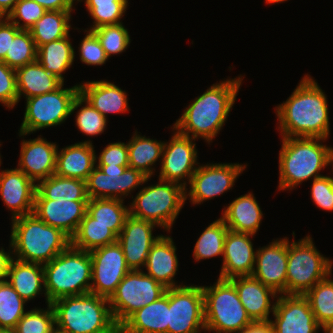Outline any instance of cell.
Instances as JSON below:
<instances>
[{
  "instance_id": "obj_1",
  "label": "cell",
  "mask_w": 333,
  "mask_h": 333,
  "mask_svg": "<svg viewBox=\"0 0 333 333\" xmlns=\"http://www.w3.org/2000/svg\"><path fill=\"white\" fill-rule=\"evenodd\" d=\"M327 99L313 77L304 75L288 99L274 108L280 135L328 139L331 130Z\"/></svg>"
},
{
  "instance_id": "obj_2",
  "label": "cell",
  "mask_w": 333,
  "mask_h": 333,
  "mask_svg": "<svg viewBox=\"0 0 333 333\" xmlns=\"http://www.w3.org/2000/svg\"><path fill=\"white\" fill-rule=\"evenodd\" d=\"M243 76L212 84L184 109L172 127L192 139L202 138L209 145L223 129L235 104Z\"/></svg>"
},
{
  "instance_id": "obj_3",
  "label": "cell",
  "mask_w": 333,
  "mask_h": 333,
  "mask_svg": "<svg viewBox=\"0 0 333 333\" xmlns=\"http://www.w3.org/2000/svg\"><path fill=\"white\" fill-rule=\"evenodd\" d=\"M279 151L278 189L294 190L310 178L324 175L321 170L333 164V147L322 144L318 137H282Z\"/></svg>"
},
{
  "instance_id": "obj_4",
  "label": "cell",
  "mask_w": 333,
  "mask_h": 333,
  "mask_svg": "<svg viewBox=\"0 0 333 333\" xmlns=\"http://www.w3.org/2000/svg\"><path fill=\"white\" fill-rule=\"evenodd\" d=\"M10 240L13 258L28 263L45 265L64 251L71 239L34 213L11 220Z\"/></svg>"
},
{
  "instance_id": "obj_5",
  "label": "cell",
  "mask_w": 333,
  "mask_h": 333,
  "mask_svg": "<svg viewBox=\"0 0 333 333\" xmlns=\"http://www.w3.org/2000/svg\"><path fill=\"white\" fill-rule=\"evenodd\" d=\"M55 330L61 333H119L108 298L87 293L52 303Z\"/></svg>"
},
{
  "instance_id": "obj_6",
  "label": "cell",
  "mask_w": 333,
  "mask_h": 333,
  "mask_svg": "<svg viewBox=\"0 0 333 333\" xmlns=\"http://www.w3.org/2000/svg\"><path fill=\"white\" fill-rule=\"evenodd\" d=\"M44 286L47 301L67 296L90 293L92 282V261L89 251L71 244L54 259L43 265Z\"/></svg>"
},
{
  "instance_id": "obj_7",
  "label": "cell",
  "mask_w": 333,
  "mask_h": 333,
  "mask_svg": "<svg viewBox=\"0 0 333 333\" xmlns=\"http://www.w3.org/2000/svg\"><path fill=\"white\" fill-rule=\"evenodd\" d=\"M158 184L142 187L132 196L129 214L156 224L170 232L185 205V188L175 182L158 179Z\"/></svg>"
},
{
  "instance_id": "obj_8",
  "label": "cell",
  "mask_w": 333,
  "mask_h": 333,
  "mask_svg": "<svg viewBox=\"0 0 333 333\" xmlns=\"http://www.w3.org/2000/svg\"><path fill=\"white\" fill-rule=\"evenodd\" d=\"M205 330L215 333H236L253 321L242 305L234 284L218 278L213 285L202 286Z\"/></svg>"
},
{
  "instance_id": "obj_9",
  "label": "cell",
  "mask_w": 333,
  "mask_h": 333,
  "mask_svg": "<svg viewBox=\"0 0 333 333\" xmlns=\"http://www.w3.org/2000/svg\"><path fill=\"white\" fill-rule=\"evenodd\" d=\"M314 244L310 235L291 242L288 238L286 295H304L331 274L333 260Z\"/></svg>"
},
{
  "instance_id": "obj_10",
  "label": "cell",
  "mask_w": 333,
  "mask_h": 333,
  "mask_svg": "<svg viewBox=\"0 0 333 333\" xmlns=\"http://www.w3.org/2000/svg\"><path fill=\"white\" fill-rule=\"evenodd\" d=\"M64 83L56 90L25 99L24 118L18 130L24 138L28 134L52 126H60L72 115L71 107L79 94V84L64 88Z\"/></svg>"
},
{
  "instance_id": "obj_11",
  "label": "cell",
  "mask_w": 333,
  "mask_h": 333,
  "mask_svg": "<svg viewBox=\"0 0 333 333\" xmlns=\"http://www.w3.org/2000/svg\"><path fill=\"white\" fill-rule=\"evenodd\" d=\"M166 289L143 270H130L108 299L116 324L120 326L132 313L158 300Z\"/></svg>"
},
{
  "instance_id": "obj_12",
  "label": "cell",
  "mask_w": 333,
  "mask_h": 333,
  "mask_svg": "<svg viewBox=\"0 0 333 333\" xmlns=\"http://www.w3.org/2000/svg\"><path fill=\"white\" fill-rule=\"evenodd\" d=\"M205 330L202 286L169 288L168 333H201Z\"/></svg>"
},
{
  "instance_id": "obj_13",
  "label": "cell",
  "mask_w": 333,
  "mask_h": 333,
  "mask_svg": "<svg viewBox=\"0 0 333 333\" xmlns=\"http://www.w3.org/2000/svg\"><path fill=\"white\" fill-rule=\"evenodd\" d=\"M247 164L239 163H206L198 166L191 176L189 189L185 188V201L193 205L203 204L229 191Z\"/></svg>"
},
{
  "instance_id": "obj_14",
  "label": "cell",
  "mask_w": 333,
  "mask_h": 333,
  "mask_svg": "<svg viewBox=\"0 0 333 333\" xmlns=\"http://www.w3.org/2000/svg\"><path fill=\"white\" fill-rule=\"evenodd\" d=\"M150 179L151 177L129 166L96 165L86 179V191L89 199L109 198L124 201L126 196Z\"/></svg>"
},
{
  "instance_id": "obj_15",
  "label": "cell",
  "mask_w": 333,
  "mask_h": 333,
  "mask_svg": "<svg viewBox=\"0 0 333 333\" xmlns=\"http://www.w3.org/2000/svg\"><path fill=\"white\" fill-rule=\"evenodd\" d=\"M172 131L171 140L164 143L158 179L187 188V183L199 166L196 140L178 133L174 128Z\"/></svg>"
},
{
  "instance_id": "obj_16",
  "label": "cell",
  "mask_w": 333,
  "mask_h": 333,
  "mask_svg": "<svg viewBox=\"0 0 333 333\" xmlns=\"http://www.w3.org/2000/svg\"><path fill=\"white\" fill-rule=\"evenodd\" d=\"M90 256L92 261L90 293L109 299L130 271L122 247L115 242L91 250Z\"/></svg>"
},
{
  "instance_id": "obj_17",
  "label": "cell",
  "mask_w": 333,
  "mask_h": 333,
  "mask_svg": "<svg viewBox=\"0 0 333 333\" xmlns=\"http://www.w3.org/2000/svg\"><path fill=\"white\" fill-rule=\"evenodd\" d=\"M272 316L274 333H318L322 329L303 295H279Z\"/></svg>"
},
{
  "instance_id": "obj_18",
  "label": "cell",
  "mask_w": 333,
  "mask_h": 333,
  "mask_svg": "<svg viewBox=\"0 0 333 333\" xmlns=\"http://www.w3.org/2000/svg\"><path fill=\"white\" fill-rule=\"evenodd\" d=\"M256 250L252 276L278 295H286L288 238H277Z\"/></svg>"
},
{
  "instance_id": "obj_19",
  "label": "cell",
  "mask_w": 333,
  "mask_h": 333,
  "mask_svg": "<svg viewBox=\"0 0 333 333\" xmlns=\"http://www.w3.org/2000/svg\"><path fill=\"white\" fill-rule=\"evenodd\" d=\"M156 224L131 216H127L124 226L117 237L121 245L127 266L130 270H142L152 245L161 236L153 235Z\"/></svg>"
},
{
  "instance_id": "obj_20",
  "label": "cell",
  "mask_w": 333,
  "mask_h": 333,
  "mask_svg": "<svg viewBox=\"0 0 333 333\" xmlns=\"http://www.w3.org/2000/svg\"><path fill=\"white\" fill-rule=\"evenodd\" d=\"M17 169L23 171L36 184L55 174L58 145L41 135L22 140Z\"/></svg>"
},
{
  "instance_id": "obj_21",
  "label": "cell",
  "mask_w": 333,
  "mask_h": 333,
  "mask_svg": "<svg viewBox=\"0 0 333 333\" xmlns=\"http://www.w3.org/2000/svg\"><path fill=\"white\" fill-rule=\"evenodd\" d=\"M37 184L23 171L10 168L0 171V196L11 220L33 213Z\"/></svg>"
},
{
  "instance_id": "obj_22",
  "label": "cell",
  "mask_w": 333,
  "mask_h": 333,
  "mask_svg": "<svg viewBox=\"0 0 333 333\" xmlns=\"http://www.w3.org/2000/svg\"><path fill=\"white\" fill-rule=\"evenodd\" d=\"M87 204L88 200L35 199L33 213L71 239L87 213Z\"/></svg>"
},
{
  "instance_id": "obj_23",
  "label": "cell",
  "mask_w": 333,
  "mask_h": 333,
  "mask_svg": "<svg viewBox=\"0 0 333 333\" xmlns=\"http://www.w3.org/2000/svg\"><path fill=\"white\" fill-rule=\"evenodd\" d=\"M254 236L228 229L224 241L222 267L218 278L231 279L239 276H252L256 259V249L254 250V244L251 241Z\"/></svg>"
},
{
  "instance_id": "obj_24",
  "label": "cell",
  "mask_w": 333,
  "mask_h": 333,
  "mask_svg": "<svg viewBox=\"0 0 333 333\" xmlns=\"http://www.w3.org/2000/svg\"><path fill=\"white\" fill-rule=\"evenodd\" d=\"M235 286L239 299L253 322L270 321L275 310L278 294L253 276L229 279ZM275 299V302H271Z\"/></svg>"
},
{
  "instance_id": "obj_25",
  "label": "cell",
  "mask_w": 333,
  "mask_h": 333,
  "mask_svg": "<svg viewBox=\"0 0 333 333\" xmlns=\"http://www.w3.org/2000/svg\"><path fill=\"white\" fill-rule=\"evenodd\" d=\"M176 245L171 236L162 235L152 245L146 263L145 273L155 281L161 283L165 288L182 286L176 284L175 275L179 270V261L176 254Z\"/></svg>"
},
{
  "instance_id": "obj_26",
  "label": "cell",
  "mask_w": 333,
  "mask_h": 333,
  "mask_svg": "<svg viewBox=\"0 0 333 333\" xmlns=\"http://www.w3.org/2000/svg\"><path fill=\"white\" fill-rule=\"evenodd\" d=\"M91 140L78 142L59 149L55 174L86 181L96 167V152Z\"/></svg>"
},
{
  "instance_id": "obj_27",
  "label": "cell",
  "mask_w": 333,
  "mask_h": 333,
  "mask_svg": "<svg viewBox=\"0 0 333 333\" xmlns=\"http://www.w3.org/2000/svg\"><path fill=\"white\" fill-rule=\"evenodd\" d=\"M169 288L158 300L132 313L119 333H168Z\"/></svg>"
},
{
  "instance_id": "obj_28",
  "label": "cell",
  "mask_w": 333,
  "mask_h": 333,
  "mask_svg": "<svg viewBox=\"0 0 333 333\" xmlns=\"http://www.w3.org/2000/svg\"><path fill=\"white\" fill-rule=\"evenodd\" d=\"M79 93L106 119L107 114L129 111L126 91L108 80L80 83Z\"/></svg>"
},
{
  "instance_id": "obj_29",
  "label": "cell",
  "mask_w": 333,
  "mask_h": 333,
  "mask_svg": "<svg viewBox=\"0 0 333 333\" xmlns=\"http://www.w3.org/2000/svg\"><path fill=\"white\" fill-rule=\"evenodd\" d=\"M263 217L256 197L248 192L224 207L220 218L231 231L255 235Z\"/></svg>"
},
{
  "instance_id": "obj_30",
  "label": "cell",
  "mask_w": 333,
  "mask_h": 333,
  "mask_svg": "<svg viewBox=\"0 0 333 333\" xmlns=\"http://www.w3.org/2000/svg\"><path fill=\"white\" fill-rule=\"evenodd\" d=\"M8 283L27 303L44 294L47 304L43 265L12 259L7 274Z\"/></svg>"
},
{
  "instance_id": "obj_31",
  "label": "cell",
  "mask_w": 333,
  "mask_h": 333,
  "mask_svg": "<svg viewBox=\"0 0 333 333\" xmlns=\"http://www.w3.org/2000/svg\"><path fill=\"white\" fill-rule=\"evenodd\" d=\"M15 71L19 101L21 96L27 99L49 93L63 84L59 78L46 71L37 60Z\"/></svg>"
},
{
  "instance_id": "obj_32",
  "label": "cell",
  "mask_w": 333,
  "mask_h": 333,
  "mask_svg": "<svg viewBox=\"0 0 333 333\" xmlns=\"http://www.w3.org/2000/svg\"><path fill=\"white\" fill-rule=\"evenodd\" d=\"M135 131L127 142L129 167L141 171L147 177H152L156 171L154 168L156 161L160 160L161 164L165 142L141 136L137 130Z\"/></svg>"
},
{
  "instance_id": "obj_33",
  "label": "cell",
  "mask_w": 333,
  "mask_h": 333,
  "mask_svg": "<svg viewBox=\"0 0 333 333\" xmlns=\"http://www.w3.org/2000/svg\"><path fill=\"white\" fill-rule=\"evenodd\" d=\"M70 34L62 39L52 41L37 48V61L43 68L65 82L63 73L71 68L75 61V49Z\"/></svg>"
},
{
  "instance_id": "obj_34",
  "label": "cell",
  "mask_w": 333,
  "mask_h": 333,
  "mask_svg": "<svg viewBox=\"0 0 333 333\" xmlns=\"http://www.w3.org/2000/svg\"><path fill=\"white\" fill-rule=\"evenodd\" d=\"M35 199L89 200L86 181L53 174L37 183Z\"/></svg>"
},
{
  "instance_id": "obj_35",
  "label": "cell",
  "mask_w": 333,
  "mask_h": 333,
  "mask_svg": "<svg viewBox=\"0 0 333 333\" xmlns=\"http://www.w3.org/2000/svg\"><path fill=\"white\" fill-rule=\"evenodd\" d=\"M71 13L72 11L47 10L30 29L36 47L68 36L72 29Z\"/></svg>"
},
{
  "instance_id": "obj_36",
  "label": "cell",
  "mask_w": 333,
  "mask_h": 333,
  "mask_svg": "<svg viewBox=\"0 0 333 333\" xmlns=\"http://www.w3.org/2000/svg\"><path fill=\"white\" fill-rule=\"evenodd\" d=\"M124 202L109 198L89 199L87 213L95 219V223L110 226V230L118 237L129 215V206L124 205Z\"/></svg>"
},
{
  "instance_id": "obj_37",
  "label": "cell",
  "mask_w": 333,
  "mask_h": 333,
  "mask_svg": "<svg viewBox=\"0 0 333 333\" xmlns=\"http://www.w3.org/2000/svg\"><path fill=\"white\" fill-rule=\"evenodd\" d=\"M115 242H117V236L110 230V226L95 223V219L88 213L85 214L71 238L73 247L89 252Z\"/></svg>"
},
{
  "instance_id": "obj_38",
  "label": "cell",
  "mask_w": 333,
  "mask_h": 333,
  "mask_svg": "<svg viewBox=\"0 0 333 333\" xmlns=\"http://www.w3.org/2000/svg\"><path fill=\"white\" fill-rule=\"evenodd\" d=\"M228 227L221 218L208 225L198 237L194 249L193 258L197 262L211 259L224 254V241Z\"/></svg>"
},
{
  "instance_id": "obj_39",
  "label": "cell",
  "mask_w": 333,
  "mask_h": 333,
  "mask_svg": "<svg viewBox=\"0 0 333 333\" xmlns=\"http://www.w3.org/2000/svg\"><path fill=\"white\" fill-rule=\"evenodd\" d=\"M331 275L332 273L303 295L308 300L315 319L322 329L333 321V280Z\"/></svg>"
},
{
  "instance_id": "obj_40",
  "label": "cell",
  "mask_w": 333,
  "mask_h": 333,
  "mask_svg": "<svg viewBox=\"0 0 333 333\" xmlns=\"http://www.w3.org/2000/svg\"><path fill=\"white\" fill-rule=\"evenodd\" d=\"M83 0H80L81 2ZM85 7L93 20L90 29L93 30L102 25L122 23V18L128 8V0H85Z\"/></svg>"
},
{
  "instance_id": "obj_41",
  "label": "cell",
  "mask_w": 333,
  "mask_h": 333,
  "mask_svg": "<svg viewBox=\"0 0 333 333\" xmlns=\"http://www.w3.org/2000/svg\"><path fill=\"white\" fill-rule=\"evenodd\" d=\"M78 107L81 108L76 112L75 125L82 134L97 136L106 130L108 120L82 97L80 93L73 101L71 113L74 114V111Z\"/></svg>"
},
{
  "instance_id": "obj_42",
  "label": "cell",
  "mask_w": 333,
  "mask_h": 333,
  "mask_svg": "<svg viewBox=\"0 0 333 333\" xmlns=\"http://www.w3.org/2000/svg\"><path fill=\"white\" fill-rule=\"evenodd\" d=\"M26 303L7 280L0 282V328L14 329L27 312Z\"/></svg>"
},
{
  "instance_id": "obj_43",
  "label": "cell",
  "mask_w": 333,
  "mask_h": 333,
  "mask_svg": "<svg viewBox=\"0 0 333 333\" xmlns=\"http://www.w3.org/2000/svg\"><path fill=\"white\" fill-rule=\"evenodd\" d=\"M36 60L37 47L30 30H20L10 42L9 52L3 62L16 70Z\"/></svg>"
},
{
  "instance_id": "obj_44",
  "label": "cell",
  "mask_w": 333,
  "mask_h": 333,
  "mask_svg": "<svg viewBox=\"0 0 333 333\" xmlns=\"http://www.w3.org/2000/svg\"><path fill=\"white\" fill-rule=\"evenodd\" d=\"M108 58L126 51L131 43L128 29L122 23L102 25L92 30Z\"/></svg>"
},
{
  "instance_id": "obj_45",
  "label": "cell",
  "mask_w": 333,
  "mask_h": 333,
  "mask_svg": "<svg viewBox=\"0 0 333 333\" xmlns=\"http://www.w3.org/2000/svg\"><path fill=\"white\" fill-rule=\"evenodd\" d=\"M47 309L33 308L27 311L14 328L16 333H52L55 330V313L51 304Z\"/></svg>"
},
{
  "instance_id": "obj_46",
  "label": "cell",
  "mask_w": 333,
  "mask_h": 333,
  "mask_svg": "<svg viewBox=\"0 0 333 333\" xmlns=\"http://www.w3.org/2000/svg\"><path fill=\"white\" fill-rule=\"evenodd\" d=\"M46 11L35 1L19 0L6 18L20 30H30Z\"/></svg>"
},
{
  "instance_id": "obj_47",
  "label": "cell",
  "mask_w": 333,
  "mask_h": 333,
  "mask_svg": "<svg viewBox=\"0 0 333 333\" xmlns=\"http://www.w3.org/2000/svg\"><path fill=\"white\" fill-rule=\"evenodd\" d=\"M86 35L80 41L78 50L80 61L88 66H102L108 61L105 50L92 30L85 29Z\"/></svg>"
},
{
  "instance_id": "obj_48",
  "label": "cell",
  "mask_w": 333,
  "mask_h": 333,
  "mask_svg": "<svg viewBox=\"0 0 333 333\" xmlns=\"http://www.w3.org/2000/svg\"><path fill=\"white\" fill-rule=\"evenodd\" d=\"M18 102L16 71L0 61V104L13 109Z\"/></svg>"
},
{
  "instance_id": "obj_49",
  "label": "cell",
  "mask_w": 333,
  "mask_h": 333,
  "mask_svg": "<svg viewBox=\"0 0 333 333\" xmlns=\"http://www.w3.org/2000/svg\"><path fill=\"white\" fill-rule=\"evenodd\" d=\"M311 199L325 211H333V177L324 175L312 180Z\"/></svg>"
},
{
  "instance_id": "obj_50",
  "label": "cell",
  "mask_w": 333,
  "mask_h": 333,
  "mask_svg": "<svg viewBox=\"0 0 333 333\" xmlns=\"http://www.w3.org/2000/svg\"><path fill=\"white\" fill-rule=\"evenodd\" d=\"M98 160V161H97ZM96 165H109V167L129 166L128 146L124 142L109 143L96 155Z\"/></svg>"
},
{
  "instance_id": "obj_51",
  "label": "cell",
  "mask_w": 333,
  "mask_h": 333,
  "mask_svg": "<svg viewBox=\"0 0 333 333\" xmlns=\"http://www.w3.org/2000/svg\"><path fill=\"white\" fill-rule=\"evenodd\" d=\"M19 31L20 29L6 17H0V61L5 59L10 42Z\"/></svg>"
},
{
  "instance_id": "obj_52",
  "label": "cell",
  "mask_w": 333,
  "mask_h": 333,
  "mask_svg": "<svg viewBox=\"0 0 333 333\" xmlns=\"http://www.w3.org/2000/svg\"><path fill=\"white\" fill-rule=\"evenodd\" d=\"M44 7L46 10L52 11H74L76 0H32Z\"/></svg>"
},
{
  "instance_id": "obj_53",
  "label": "cell",
  "mask_w": 333,
  "mask_h": 333,
  "mask_svg": "<svg viewBox=\"0 0 333 333\" xmlns=\"http://www.w3.org/2000/svg\"><path fill=\"white\" fill-rule=\"evenodd\" d=\"M9 250L5 251L3 247H0V282L6 281L9 270V265L13 259L12 245L9 244Z\"/></svg>"
},
{
  "instance_id": "obj_54",
  "label": "cell",
  "mask_w": 333,
  "mask_h": 333,
  "mask_svg": "<svg viewBox=\"0 0 333 333\" xmlns=\"http://www.w3.org/2000/svg\"><path fill=\"white\" fill-rule=\"evenodd\" d=\"M236 333H274V329L270 321H257Z\"/></svg>"
},
{
  "instance_id": "obj_55",
  "label": "cell",
  "mask_w": 333,
  "mask_h": 333,
  "mask_svg": "<svg viewBox=\"0 0 333 333\" xmlns=\"http://www.w3.org/2000/svg\"><path fill=\"white\" fill-rule=\"evenodd\" d=\"M19 0H0V17H7Z\"/></svg>"
},
{
  "instance_id": "obj_56",
  "label": "cell",
  "mask_w": 333,
  "mask_h": 333,
  "mask_svg": "<svg viewBox=\"0 0 333 333\" xmlns=\"http://www.w3.org/2000/svg\"><path fill=\"white\" fill-rule=\"evenodd\" d=\"M324 333H333V321L330 322L326 327H324L323 329Z\"/></svg>"
},
{
  "instance_id": "obj_57",
  "label": "cell",
  "mask_w": 333,
  "mask_h": 333,
  "mask_svg": "<svg viewBox=\"0 0 333 333\" xmlns=\"http://www.w3.org/2000/svg\"><path fill=\"white\" fill-rule=\"evenodd\" d=\"M0 333H16L15 329L0 328Z\"/></svg>"
},
{
  "instance_id": "obj_58",
  "label": "cell",
  "mask_w": 333,
  "mask_h": 333,
  "mask_svg": "<svg viewBox=\"0 0 333 333\" xmlns=\"http://www.w3.org/2000/svg\"><path fill=\"white\" fill-rule=\"evenodd\" d=\"M267 4H275V3H282L288 0H265Z\"/></svg>"
},
{
  "instance_id": "obj_59",
  "label": "cell",
  "mask_w": 333,
  "mask_h": 333,
  "mask_svg": "<svg viewBox=\"0 0 333 333\" xmlns=\"http://www.w3.org/2000/svg\"><path fill=\"white\" fill-rule=\"evenodd\" d=\"M2 144H1V142H0V146H1ZM2 159H1V154H0V166H1V163H2V161H1Z\"/></svg>"
},
{
  "instance_id": "obj_60",
  "label": "cell",
  "mask_w": 333,
  "mask_h": 333,
  "mask_svg": "<svg viewBox=\"0 0 333 333\" xmlns=\"http://www.w3.org/2000/svg\"><path fill=\"white\" fill-rule=\"evenodd\" d=\"M52 333H61V332H59V331H57V330H54Z\"/></svg>"
}]
</instances>
